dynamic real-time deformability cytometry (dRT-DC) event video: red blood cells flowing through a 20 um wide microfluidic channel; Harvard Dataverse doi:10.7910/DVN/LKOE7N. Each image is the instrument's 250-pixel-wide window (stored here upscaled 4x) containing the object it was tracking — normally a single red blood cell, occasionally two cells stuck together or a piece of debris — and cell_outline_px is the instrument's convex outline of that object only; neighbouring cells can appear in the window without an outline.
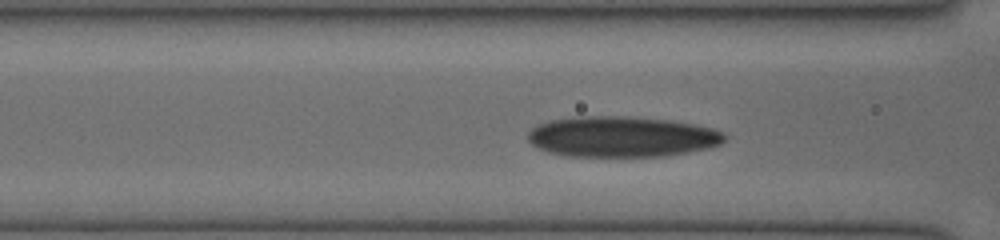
{"species": "human", "species_latin": "Homo sapiens", "temperature_condition": "cold", "stored_images_in_passage": 33, "camera_frame_rate_fps": 3000, "um_per_image_px": 0.085, "donor": {"sex": "female"}, "frame": {"image": 1, "passage_image": 10, "time_ms": 3.0, "image_size_px": [1000, 240], "cell_outline_px": [[728, 136], [720, 144], [708, 148], [688, 152], [664, 156], [568, 156], [548, 152], [532, 144], [528, 140], [528, 132], [532, 128], [540, 124], [552, 120], [580, 116], [624, 116], [672, 120], [712, 128], [724, 132]], "centroid_in_image_um": [52.88, 11.62], "position_along_channel_um": 113.7, "area_um2": 46.53}}
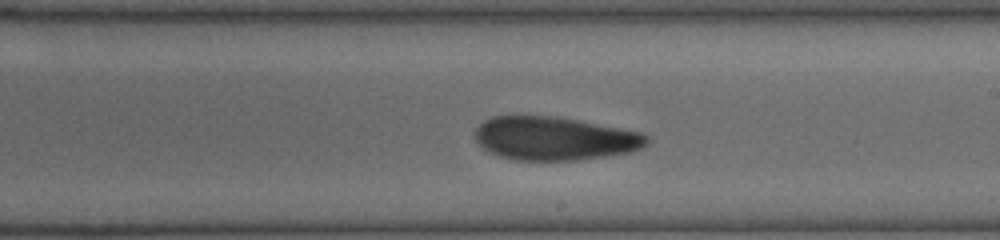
{"frame": {"image": 2, "passage_image": 19, "time_ms": 6.0, "image_size_px": [1000, 240], "cell_outline_px": [[648, 144], [640, 148], [628, 152], [604, 156], [576, 160], [512, 160], [488, 152], [476, 140], [476, 128], [484, 120], [492, 116], [548, 116], [576, 120], [640, 132], [648, 136]], "centroid_in_image_um": [47.1, 11.77], "position_along_channel_um": 241.9, "area_um2": 43.0}}
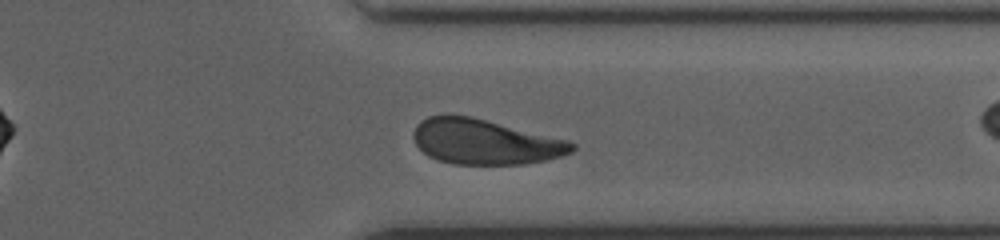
{"frame": {"image": 3, "passage_image": 28, "time_ms": 9.0, "image_size_px": [1000, 240], "cell_outline_px": [[576, 148], [572, 152], [560, 156], [544, 160], [524, 164], [452, 164], [436, 160], [428, 156], [416, 144], [412, 136], [412, 132], [416, 124], [420, 120], [428, 116], [472, 116], [568, 140], [576, 144]], "centroid_in_image_um": [41.2, 12.06], "position_along_channel_um": 370.2, "area_um2": 41.67}}